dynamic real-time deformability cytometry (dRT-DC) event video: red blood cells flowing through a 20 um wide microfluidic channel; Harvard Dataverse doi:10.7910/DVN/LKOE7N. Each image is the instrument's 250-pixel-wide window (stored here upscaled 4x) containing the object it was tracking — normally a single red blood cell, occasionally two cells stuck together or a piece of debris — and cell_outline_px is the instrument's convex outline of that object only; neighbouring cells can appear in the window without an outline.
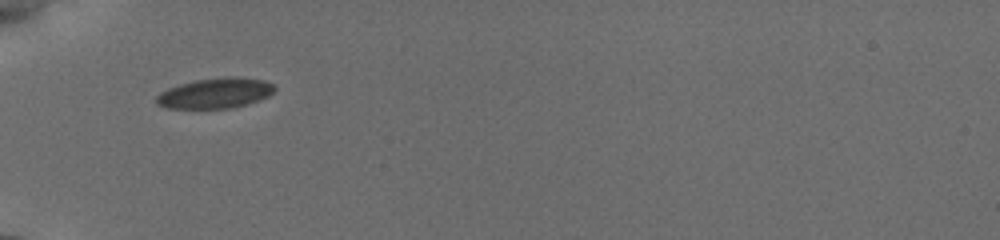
{"species": "common noctule bat (a hibernating species)", "species_latin": "Nyctalus noctula", "temperature_condition": "cold", "stored_images_in_passage": 30, "camera_frame_rate_fps": 3000, "um_per_image_px": 0.085, "animal": {"sex": "female", "body_mass_g": 19.5, "forearm_length_mm": 54.1}, "frame": {"image": 1, "passage_image": 1, "time_ms": 0.0, "image_size_px": [1000, 240], "cell_outline_px": [[276, 88], [268, 96], [232, 108], [168, 108], [156, 104], [156, 96], [160, 92], [168, 88], [180, 84], [196, 80], [224, 76], [236, 76], [264, 80], [272, 84]], "centroid_in_image_um": [18.27, 7.9], "position_along_channel_um": 66.7, "area_um2": 20.75}}
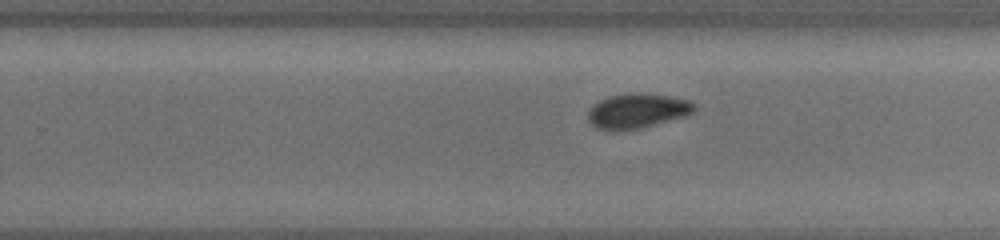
{"frame": {"image": 2, "passage_image": 13, "time_ms": 5.667, "image_size_px": [1000, 240], "cell_outline_px": [[696, 108], [688, 116], [636, 128], [596, 128], [588, 120], [588, 112], [600, 100], [608, 96], [632, 92], [648, 92], [688, 100], [696, 104]], "centroid_in_image_um": [54.23, 9.37], "position_along_channel_um": 275.6, "area_um2": 21.04}}
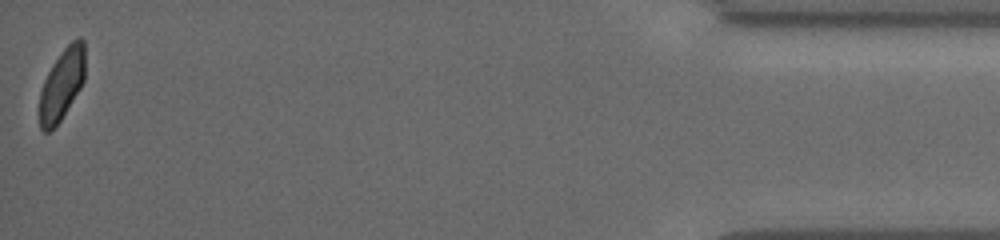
{"frame": {"image": 3, "passage_image": 30, "time_ms": 11.667, "image_size_px": [1000, 240], "cell_outline_px": [[84, 80], [80, 88], [60, 120], [48, 132], [44, 132], [40, 128], [40, 92], [44, 80], [52, 64], [60, 52], [72, 40], [80, 36], [84, 40]], "centroid_in_image_um": [5.26, 7.12], "position_along_channel_um": 429.9, "area_um2": 18.67}, "authors_computed_cell_mechanics": {"area_um2": 20.8947, "velocity_mm_per_s": 3.8173, "shape_relaxation_time_tau1_ms": 2.3518, "shape_relaxation_time_tau2_ms": 0.9099, "deformation_change_tau1": 0.0791, "deformation_change_tau2": 0.048}}